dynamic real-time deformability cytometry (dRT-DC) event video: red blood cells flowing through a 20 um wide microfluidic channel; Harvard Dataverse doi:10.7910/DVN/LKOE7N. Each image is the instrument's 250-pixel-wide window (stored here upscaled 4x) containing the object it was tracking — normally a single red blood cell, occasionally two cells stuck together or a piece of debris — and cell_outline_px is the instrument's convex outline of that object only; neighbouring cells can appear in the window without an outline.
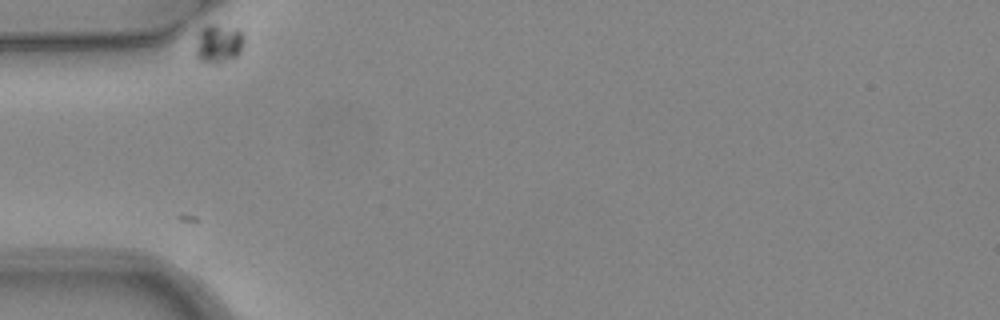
{"species": "common noctule bat (a hibernating species)", "species_latin": "Nyctalus noctula", "temperature_condition": "warm", "stored_images_in_passage": 7, "camera_frame_rate_fps": 3000, "um_per_image_px": 0.085, "animal": {"sex": "female", "body_mass_g": 24.6, "forearm_length_mm": 56.2}, "frame": {"image": 1, "passage_image": 1, "time_ms": 0.0, "image_size_px": [1000, 320], "cell_outline_px": [[244, 44], [240, 52], [236, 56], [220, 64], [204, 64], [196, 60], [196, 48], [200, 32], [204, 24], [216, 24], [236, 28], [244, 32]], "centroid_in_image_um": [18.59, 3.73], "position_along_channel_um": 66.4, "area_um2": 11.33}}
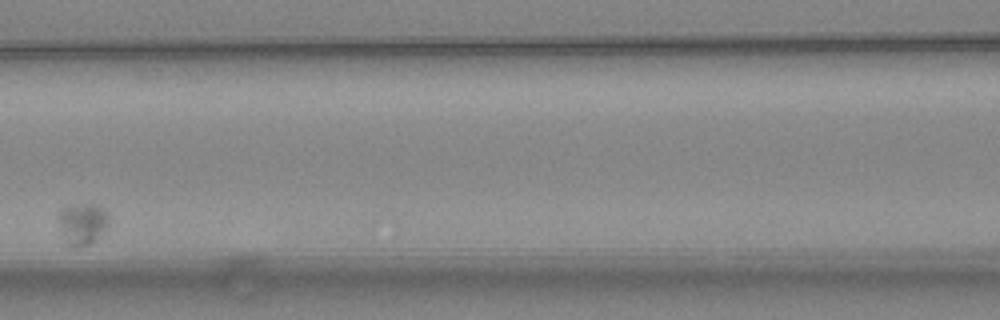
{"frame": {"image": 2, "passage_image": 4, "time_ms": 1.0, "image_size_px": [1000, 320], "cell_outline_px": [[108, 224], [88, 244], [72, 244], [60, 220], [60, 208], [84, 204], [96, 204], [104, 208], [108, 212]], "centroid_in_image_um": [7.1, 18.88], "position_along_channel_um": 159.5, "area_um2": 10.75}}
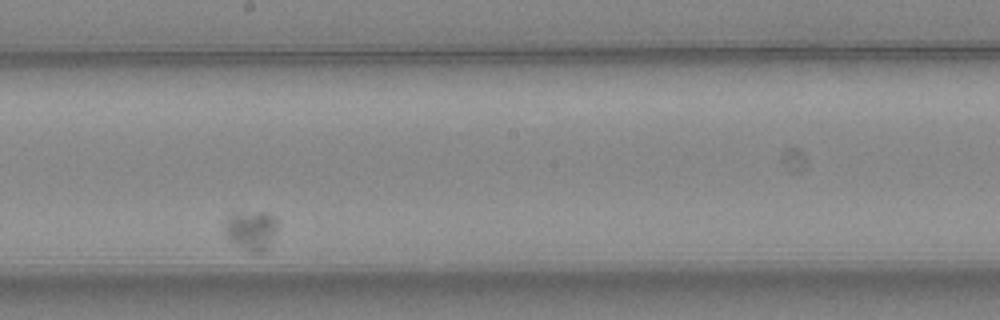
{"frame": {"image": 3, "passage_image": 6, "time_ms": 1.667, "image_size_px": [1000, 320], "cell_outline_px": [[276, 232], [264, 248], [260, 252], [248, 252], [236, 244], [224, 232], [224, 224], [228, 216], [232, 212], [264, 212], [272, 216], [276, 220]], "centroid_in_image_um": [21.3, 19.53], "position_along_channel_um": 226.9, "area_um2": 11.79}}